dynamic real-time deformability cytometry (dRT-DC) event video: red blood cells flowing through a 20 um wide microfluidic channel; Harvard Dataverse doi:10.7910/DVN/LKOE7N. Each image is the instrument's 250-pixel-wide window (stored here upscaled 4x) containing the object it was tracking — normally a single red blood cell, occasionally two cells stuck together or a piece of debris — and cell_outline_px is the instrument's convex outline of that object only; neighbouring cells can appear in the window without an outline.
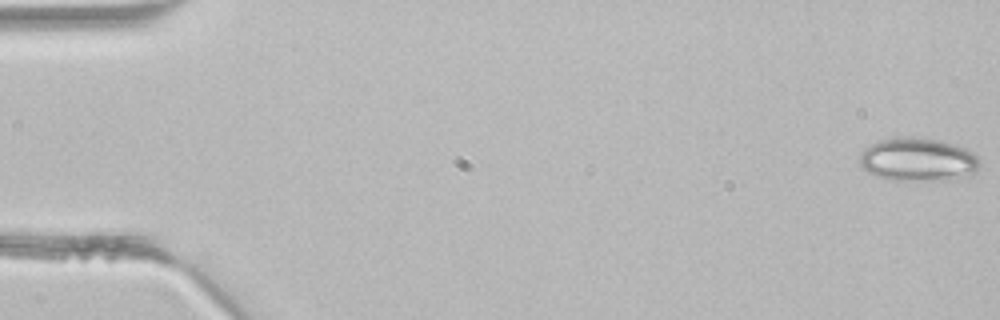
{"species": "common noctule bat (a hibernating species)", "species_latin": "Nyctalus noctula", "temperature_condition": "room temperature", "stored_images_in_passage": 4, "camera_frame_rate_fps": 3000, "um_per_image_px": 0.085, "animal": {"sex": "male", "body_mass_g": 21.5, "forearm_length_mm": 52.0}, "frame": {"image": 1, "passage_image": 1, "time_ms": 0.0, "image_size_px": [1000, 320], "cell_outline_px": [[980, 164], [976, 172], [972, 176], [948, 180], [892, 180], [876, 176], [864, 168], [860, 164], [860, 152], [864, 148], [880, 140], [896, 136], [904, 136], [940, 140], [964, 148], [972, 152], [980, 160]], "centroid_in_image_um": [78.05, 13.57], "position_along_channel_um": 7.0, "area_um2": 30.52}}